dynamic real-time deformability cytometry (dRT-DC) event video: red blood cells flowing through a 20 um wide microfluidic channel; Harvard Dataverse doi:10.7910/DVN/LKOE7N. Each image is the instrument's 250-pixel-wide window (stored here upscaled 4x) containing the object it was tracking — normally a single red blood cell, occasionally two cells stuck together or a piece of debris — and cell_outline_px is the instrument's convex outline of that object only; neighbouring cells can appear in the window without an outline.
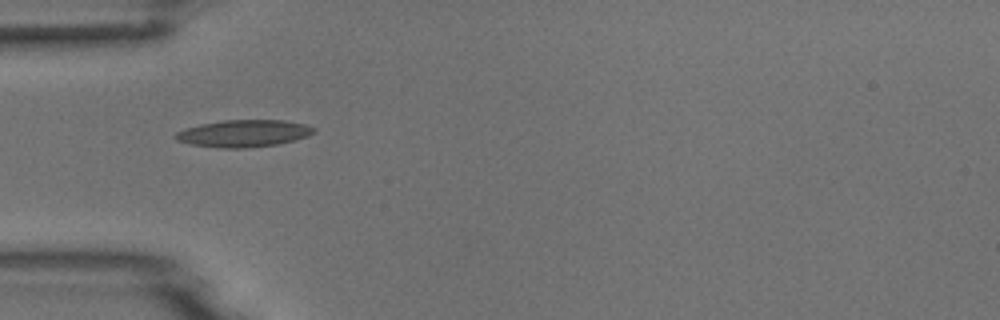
{"species": "common noctule bat (a hibernating species)", "species_latin": "Nyctalus noctula", "temperature_condition": "room temperature", "stored_images_in_passage": 4, "camera_frame_rate_fps": 3000, "um_per_image_px": 0.085, "animal": {"sex": "male", "body_mass_g": 18.8}, "frame": {"image": 1, "passage_image": 4, "time_ms": 4.333, "image_size_px": [1000, 320], "cell_outline_px": [[316, 132], [308, 136], [276, 144], [248, 148], [220, 148], [192, 144], [176, 140], [172, 136], [176, 132], [184, 128], [200, 124], [224, 120], [284, 120], [304, 124], [316, 128]], "centroid_in_image_um": [20.69, 11.33], "position_along_channel_um": 64.3, "area_um2": 21.85}}